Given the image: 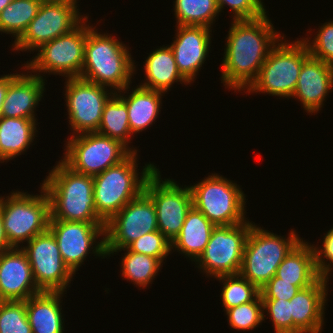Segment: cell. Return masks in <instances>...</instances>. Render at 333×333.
Wrapping results in <instances>:
<instances>
[{
	"label": "cell",
	"mask_w": 333,
	"mask_h": 333,
	"mask_svg": "<svg viewBox=\"0 0 333 333\" xmlns=\"http://www.w3.org/2000/svg\"><path fill=\"white\" fill-rule=\"evenodd\" d=\"M70 4L42 2L23 35L12 44L13 51H35L53 39L70 33L86 17Z\"/></svg>",
	"instance_id": "15"
},
{
	"label": "cell",
	"mask_w": 333,
	"mask_h": 333,
	"mask_svg": "<svg viewBox=\"0 0 333 333\" xmlns=\"http://www.w3.org/2000/svg\"><path fill=\"white\" fill-rule=\"evenodd\" d=\"M328 280L322 276L312 285L300 289L291 299L293 333H321L328 294Z\"/></svg>",
	"instance_id": "21"
},
{
	"label": "cell",
	"mask_w": 333,
	"mask_h": 333,
	"mask_svg": "<svg viewBox=\"0 0 333 333\" xmlns=\"http://www.w3.org/2000/svg\"><path fill=\"white\" fill-rule=\"evenodd\" d=\"M333 89V66L309 55L301 67L292 97L303 104L308 113H317Z\"/></svg>",
	"instance_id": "20"
},
{
	"label": "cell",
	"mask_w": 333,
	"mask_h": 333,
	"mask_svg": "<svg viewBox=\"0 0 333 333\" xmlns=\"http://www.w3.org/2000/svg\"><path fill=\"white\" fill-rule=\"evenodd\" d=\"M128 89L130 85L115 93L126 103L130 131L135 135L146 130L159 117L164 93L137 85L128 92L130 95H125Z\"/></svg>",
	"instance_id": "23"
},
{
	"label": "cell",
	"mask_w": 333,
	"mask_h": 333,
	"mask_svg": "<svg viewBox=\"0 0 333 333\" xmlns=\"http://www.w3.org/2000/svg\"><path fill=\"white\" fill-rule=\"evenodd\" d=\"M97 133L121 141L132 152L138 151L129 146L133 134L130 131L126 103L115 92L104 105Z\"/></svg>",
	"instance_id": "29"
},
{
	"label": "cell",
	"mask_w": 333,
	"mask_h": 333,
	"mask_svg": "<svg viewBox=\"0 0 333 333\" xmlns=\"http://www.w3.org/2000/svg\"><path fill=\"white\" fill-rule=\"evenodd\" d=\"M157 168L147 179L144 192L152 199L156 214L158 230L173 241L180 233L188 211L193 206L191 189L179 186L173 179L161 178Z\"/></svg>",
	"instance_id": "13"
},
{
	"label": "cell",
	"mask_w": 333,
	"mask_h": 333,
	"mask_svg": "<svg viewBox=\"0 0 333 333\" xmlns=\"http://www.w3.org/2000/svg\"><path fill=\"white\" fill-rule=\"evenodd\" d=\"M129 251L158 258L162 263L172 252L169 241L159 230L146 233L126 247Z\"/></svg>",
	"instance_id": "36"
},
{
	"label": "cell",
	"mask_w": 333,
	"mask_h": 333,
	"mask_svg": "<svg viewBox=\"0 0 333 333\" xmlns=\"http://www.w3.org/2000/svg\"><path fill=\"white\" fill-rule=\"evenodd\" d=\"M176 25H193L212 28L219 16L216 0H175Z\"/></svg>",
	"instance_id": "32"
},
{
	"label": "cell",
	"mask_w": 333,
	"mask_h": 333,
	"mask_svg": "<svg viewBox=\"0 0 333 333\" xmlns=\"http://www.w3.org/2000/svg\"><path fill=\"white\" fill-rule=\"evenodd\" d=\"M215 225L194 206L188 211L180 233L171 242V250L196 261L209 242Z\"/></svg>",
	"instance_id": "27"
},
{
	"label": "cell",
	"mask_w": 333,
	"mask_h": 333,
	"mask_svg": "<svg viewBox=\"0 0 333 333\" xmlns=\"http://www.w3.org/2000/svg\"><path fill=\"white\" fill-rule=\"evenodd\" d=\"M157 230L155 205L143 191L106 222V250L124 249L144 234Z\"/></svg>",
	"instance_id": "17"
},
{
	"label": "cell",
	"mask_w": 333,
	"mask_h": 333,
	"mask_svg": "<svg viewBox=\"0 0 333 333\" xmlns=\"http://www.w3.org/2000/svg\"><path fill=\"white\" fill-rule=\"evenodd\" d=\"M127 251L121 259L122 277L131 281L134 285L146 288L152 284L163 263L155 257L129 251L127 248L118 250H106L107 257L117 254L120 251ZM115 252V253H114Z\"/></svg>",
	"instance_id": "30"
},
{
	"label": "cell",
	"mask_w": 333,
	"mask_h": 333,
	"mask_svg": "<svg viewBox=\"0 0 333 333\" xmlns=\"http://www.w3.org/2000/svg\"><path fill=\"white\" fill-rule=\"evenodd\" d=\"M322 243V248L313 244L316 267L321 276L329 281L328 276L331 270H333V227L324 235ZM327 261L330 263H327Z\"/></svg>",
	"instance_id": "41"
},
{
	"label": "cell",
	"mask_w": 333,
	"mask_h": 333,
	"mask_svg": "<svg viewBox=\"0 0 333 333\" xmlns=\"http://www.w3.org/2000/svg\"><path fill=\"white\" fill-rule=\"evenodd\" d=\"M27 244L21 249L27 255L37 287L41 291L66 292L74 274L65 265L53 234L47 230Z\"/></svg>",
	"instance_id": "16"
},
{
	"label": "cell",
	"mask_w": 333,
	"mask_h": 333,
	"mask_svg": "<svg viewBox=\"0 0 333 333\" xmlns=\"http://www.w3.org/2000/svg\"><path fill=\"white\" fill-rule=\"evenodd\" d=\"M267 14L256 19L233 20L227 35L221 83L228 90L244 91L257 79L270 50L281 40Z\"/></svg>",
	"instance_id": "1"
},
{
	"label": "cell",
	"mask_w": 333,
	"mask_h": 333,
	"mask_svg": "<svg viewBox=\"0 0 333 333\" xmlns=\"http://www.w3.org/2000/svg\"><path fill=\"white\" fill-rule=\"evenodd\" d=\"M65 80V102L72 136L97 132L104 105L114 91L80 77Z\"/></svg>",
	"instance_id": "14"
},
{
	"label": "cell",
	"mask_w": 333,
	"mask_h": 333,
	"mask_svg": "<svg viewBox=\"0 0 333 333\" xmlns=\"http://www.w3.org/2000/svg\"><path fill=\"white\" fill-rule=\"evenodd\" d=\"M36 122L27 118L0 117V163L27 151L38 132Z\"/></svg>",
	"instance_id": "28"
},
{
	"label": "cell",
	"mask_w": 333,
	"mask_h": 333,
	"mask_svg": "<svg viewBox=\"0 0 333 333\" xmlns=\"http://www.w3.org/2000/svg\"><path fill=\"white\" fill-rule=\"evenodd\" d=\"M248 219L237 225L215 226L206 248L195 261L208 277L239 274L245 242L251 226Z\"/></svg>",
	"instance_id": "11"
},
{
	"label": "cell",
	"mask_w": 333,
	"mask_h": 333,
	"mask_svg": "<svg viewBox=\"0 0 333 333\" xmlns=\"http://www.w3.org/2000/svg\"><path fill=\"white\" fill-rule=\"evenodd\" d=\"M44 92V77L33 75L29 70L27 73L22 72V74H18L8 86L1 116L27 118L37 121L34 110L38 106Z\"/></svg>",
	"instance_id": "22"
},
{
	"label": "cell",
	"mask_w": 333,
	"mask_h": 333,
	"mask_svg": "<svg viewBox=\"0 0 333 333\" xmlns=\"http://www.w3.org/2000/svg\"><path fill=\"white\" fill-rule=\"evenodd\" d=\"M300 290L294 282H286L275 275L260 289L261 299L291 300Z\"/></svg>",
	"instance_id": "40"
},
{
	"label": "cell",
	"mask_w": 333,
	"mask_h": 333,
	"mask_svg": "<svg viewBox=\"0 0 333 333\" xmlns=\"http://www.w3.org/2000/svg\"><path fill=\"white\" fill-rule=\"evenodd\" d=\"M295 230L288 237L251 226L243 252L239 274L259 290L276 274V270L290 251L302 240Z\"/></svg>",
	"instance_id": "5"
},
{
	"label": "cell",
	"mask_w": 333,
	"mask_h": 333,
	"mask_svg": "<svg viewBox=\"0 0 333 333\" xmlns=\"http://www.w3.org/2000/svg\"><path fill=\"white\" fill-rule=\"evenodd\" d=\"M263 312L271 317L275 333H293L291 300L262 299Z\"/></svg>",
	"instance_id": "38"
},
{
	"label": "cell",
	"mask_w": 333,
	"mask_h": 333,
	"mask_svg": "<svg viewBox=\"0 0 333 333\" xmlns=\"http://www.w3.org/2000/svg\"><path fill=\"white\" fill-rule=\"evenodd\" d=\"M89 25L80 78L110 87L114 92L124 90L136 72L129 48L113 35L98 33L96 27Z\"/></svg>",
	"instance_id": "3"
},
{
	"label": "cell",
	"mask_w": 333,
	"mask_h": 333,
	"mask_svg": "<svg viewBox=\"0 0 333 333\" xmlns=\"http://www.w3.org/2000/svg\"><path fill=\"white\" fill-rule=\"evenodd\" d=\"M86 17L70 33L59 36L48 43L40 46L37 55L32 60L23 64L25 70L41 76V72L58 74L66 78L81 76V71L85 60V42L88 34ZM34 58V59H33Z\"/></svg>",
	"instance_id": "9"
},
{
	"label": "cell",
	"mask_w": 333,
	"mask_h": 333,
	"mask_svg": "<svg viewBox=\"0 0 333 333\" xmlns=\"http://www.w3.org/2000/svg\"><path fill=\"white\" fill-rule=\"evenodd\" d=\"M145 79L140 86L168 92L175 82L190 84L179 72L172 49L167 46L159 47L150 52L144 64Z\"/></svg>",
	"instance_id": "26"
},
{
	"label": "cell",
	"mask_w": 333,
	"mask_h": 333,
	"mask_svg": "<svg viewBox=\"0 0 333 333\" xmlns=\"http://www.w3.org/2000/svg\"><path fill=\"white\" fill-rule=\"evenodd\" d=\"M18 75V73L4 74L0 76V117L2 115V105L10 82Z\"/></svg>",
	"instance_id": "42"
},
{
	"label": "cell",
	"mask_w": 333,
	"mask_h": 333,
	"mask_svg": "<svg viewBox=\"0 0 333 333\" xmlns=\"http://www.w3.org/2000/svg\"><path fill=\"white\" fill-rule=\"evenodd\" d=\"M176 27L175 39L169 47L173 51L180 74L191 84L208 57L212 30L193 25Z\"/></svg>",
	"instance_id": "18"
},
{
	"label": "cell",
	"mask_w": 333,
	"mask_h": 333,
	"mask_svg": "<svg viewBox=\"0 0 333 333\" xmlns=\"http://www.w3.org/2000/svg\"><path fill=\"white\" fill-rule=\"evenodd\" d=\"M105 225V222L49 220L48 230L57 241L65 265L74 275L91 250L94 256L107 258ZM100 236L103 238L97 242Z\"/></svg>",
	"instance_id": "12"
},
{
	"label": "cell",
	"mask_w": 333,
	"mask_h": 333,
	"mask_svg": "<svg viewBox=\"0 0 333 333\" xmlns=\"http://www.w3.org/2000/svg\"><path fill=\"white\" fill-rule=\"evenodd\" d=\"M12 0H0V12L11 2Z\"/></svg>",
	"instance_id": "45"
},
{
	"label": "cell",
	"mask_w": 333,
	"mask_h": 333,
	"mask_svg": "<svg viewBox=\"0 0 333 333\" xmlns=\"http://www.w3.org/2000/svg\"><path fill=\"white\" fill-rule=\"evenodd\" d=\"M275 276L286 282H294L300 289L314 284L321 274L316 267L313 244L301 240L284 258Z\"/></svg>",
	"instance_id": "25"
},
{
	"label": "cell",
	"mask_w": 333,
	"mask_h": 333,
	"mask_svg": "<svg viewBox=\"0 0 333 333\" xmlns=\"http://www.w3.org/2000/svg\"><path fill=\"white\" fill-rule=\"evenodd\" d=\"M319 28L315 37L312 38L314 40L310 41L308 38H302V40L312 57L333 66V21L330 20Z\"/></svg>",
	"instance_id": "37"
},
{
	"label": "cell",
	"mask_w": 333,
	"mask_h": 333,
	"mask_svg": "<svg viewBox=\"0 0 333 333\" xmlns=\"http://www.w3.org/2000/svg\"><path fill=\"white\" fill-rule=\"evenodd\" d=\"M284 38L285 36L270 50L257 79L246 93L261 92L287 99L292 97L303 61L310 54L302 39L283 42Z\"/></svg>",
	"instance_id": "7"
},
{
	"label": "cell",
	"mask_w": 333,
	"mask_h": 333,
	"mask_svg": "<svg viewBox=\"0 0 333 333\" xmlns=\"http://www.w3.org/2000/svg\"><path fill=\"white\" fill-rule=\"evenodd\" d=\"M61 159L72 170L95 176L125 160L132 151L121 141L97 132L70 136Z\"/></svg>",
	"instance_id": "10"
},
{
	"label": "cell",
	"mask_w": 333,
	"mask_h": 333,
	"mask_svg": "<svg viewBox=\"0 0 333 333\" xmlns=\"http://www.w3.org/2000/svg\"><path fill=\"white\" fill-rule=\"evenodd\" d=\"M13 248L7 240L5 231H4V226H3V221H2V215L0 211V253L3 251L9 250Z\"/></svg>",
	"instance_id": "43"
},
{
	"label": "cell",
	"mask_w": 333,
	"mask_h": 333,
	"mask_svg": "<svg viewBox=\"0 0 333 333\" xmlns=\"http://www.w3.org/2000/svg\"><path fill=\"white\" fill-rule=\"evenodd\" d=\"M219 12L224 6L233 11V20L256 19L267 13L262 0H216Z\"/></svg>",
	"instance_id": "39"
},
{
	"label": "cell",
	"mask_w": 333,
	"mask_h": 333,
	"mask_svg": "<svg viewBox=\"0 0 333 333\" xmlns=\"http://www.w3.org/2000/svg\"><path fill=\"white\" fill-rule=\"evenodd\" d=\"M0 333H32L25 301L0 302Z\"/></svg>",
	"instance_id": "35"
},
{
	"label": "cell",
	"mask_w": 333,
	"mask_h": 333,
	"mask_svg": "<svg viewBox=\"0 0 333 333\" xmlns=\"http://www.w3.org/2000/svg\"><path fill=\"white\" fill-rule=\"evenodd\" d=\"M42 2H47V3H64V4H70L72 6H75L76 8L78 1L77 0H42Z\"/></svg>",
	"instance_id": "44"
},
{
	"label": "cell",
	"mask_w": 333,
	"mask_h": 333,
	"mask_svg": "<svg viewBox=\"0 0 333 333\" xmlns=\"http://www.w3.org/2000/svg\"><path fill=\"white\" fill-rule=\"evenodd\" d=\"M2 301H25L42 291L37 287L26 253L18 247L0 253Z\"/></svg>",
	"instance_id": "19"
},
{
	"label": "cell",
	"mask_w": 333,
	"mask_h": 333,
	"mask_svg": "<svg viewBox=\"0 0 333 333\" xmlns=\"http://www.w3.org/2000/svg\"><path fill=\"white\" fill-rule=\"evenodd\" d=\"M40 186L49 197V220L104 222L96 213L93 176L78 173L61 160Z\"/></svg>",
	"instance_id": "2"
},
{
	"label": "cell",
	"mask_w": 333,
	"mask_h": 333,
	"mask_svg": "<svg viewBox=\"0 0 333 333\" xmlns=\"http://www.w3.org/2000/svg\"><path fill=\"white\" fill-rule=\"evenodd\" d=\"M40 189V195L13 191L7 197H0L4 231L12 247L20 248L23 242L48 230L50 201L44 188Z\"/></svg>",
	"instance_id": "6"
},
{
	"label": "cell",
	"mask_w": 333,
	"mask_h": 333,
	"mask_svg": "<svg viewBox=\"0 0 333 333\" xmlns=\"http://www.w3.org/2000/svg\"><path fill=\"white\" fill-rule=\"evenodd\" d=\"M225 312L230 327L238 331H250L255 329L265 320L266 316L263 312L261 294H259L253 301L232 307Z\"/></svg>",
	"instance_id": "34"
},
{
	"label": "cell",
	"mask_w": 333,
	"mask_h": 333,
	"mask_svg": "<svg viewBox=\"0 0 333 333\" xmlns=\"http://www.w3.org/2000/svg\"><path fill=\"white\" fill-rule=\"evenodd\" d=\"M216 279L223 283L220 298L224 311L249 303L260 294V290L240 274L221 275Z\"/></svg>",
	"instance_id": "33"
},
{
	"label": "cell",
	"mask_w": 333,
	"mask_h": 333,
	"mask_svg": "<svg viewBox=\"0 0 333 333\" xmlns=\"http://www.w3.org/2000/svg\"><path fill=\"white\" fill-rule=\"evenodd\" d=\"M193 206L215 226L246 222V196L238 184L217 173L189 186Z\"/></svg>",
	"instance_id": "8"
},
{
	"label": "cell",
	"mask_w": 333,
	"mask_h": 333,
	"mask_svg": "<svg viewBox=\"0 0 333 333\" xmlns=\"http://www.w3.org/2000/svg\"><path fill=\"white\" fill-rule=\"evenodd\" d=\"M137 156V152H132L119 164L93 176L96 213L105 223L144 191L147 179L157 169L148 163L139 175Z\"/></svg>",
	"instance_id": "4"
},
{
	"label": "cell",
	"mask_w": 333,
	"mask_h": 333,
	"mask_svg": "<svg viewBox=\"0 0 333 333\" xmlns=\"http://www.w3.org/2000/svg\"><path fill=\"white\" fill-rule=\"evenodd\" d=\"M63 294L64 292L42 291L25 300L32 333H63L64 318L60 305Z\"/></svg>",
	"instance_id": "24"
},
{
	"label": "cell",
	"mask_w": 333,
	"mask_h": 333,
	"mask_svg": "<svg viewBox=\"0 0 333 333\" xmlns=\"http://www.w3.org/2000/svg\"><path fill=\"white\" fill-rule=\"evenodd\" d=\"M42 0H12L0 12V32L12 34L16 42L37 15Z\"/></svg>",
	"instance_id": "31"
}]
</instances>
